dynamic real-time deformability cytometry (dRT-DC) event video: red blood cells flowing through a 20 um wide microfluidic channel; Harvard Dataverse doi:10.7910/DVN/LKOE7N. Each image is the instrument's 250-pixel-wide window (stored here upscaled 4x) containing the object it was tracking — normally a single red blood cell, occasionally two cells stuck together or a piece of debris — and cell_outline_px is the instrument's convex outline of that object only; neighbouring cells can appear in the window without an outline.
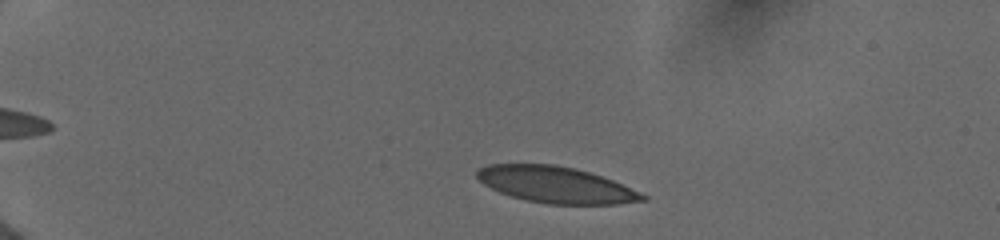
{"species": "human", "species_latin": "Homo sapiens", "temperature_condition": "cold", "stored_images_in_passage": 24, "camera_frame_rate_fps": 3000, "um_per_image_px": 0.085, "donor": {"sex": "female"}, "frame": {"image": 1, "passage_image": 4, "time_ms": 1.667, "image_size_px": [1000, 240], "cell_outline_px": [[648, 200], [620, 204], [548, 204], [524, 200], [500, 192], [484, 184], [476, 176], [476, 172], [480, 168], [488, 164], [556, 164], [588, 172], [612, 180], [640, 192], [648, 196]], "centroid_in_image_um": [47.26, 15.71], "position_along_channel_um": 37.7, "area_um2": 34.85}}
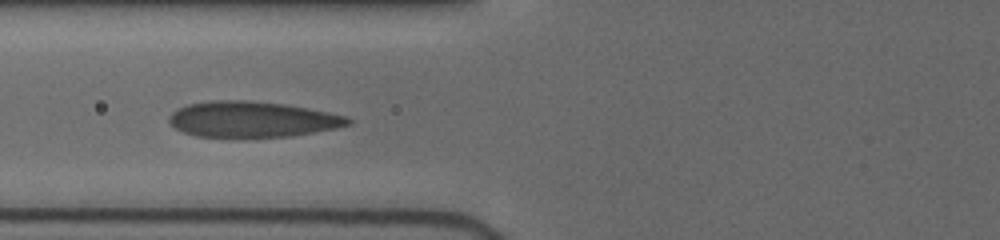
{"frame": {"image": 2, "passage_image": 16, "time_ms": 5.333, "image_size_px": [1000, 240], "cell_outline_px": [[352, 124], [336, 128], [292, 136], [196, 136], [184, 132], [176, 128], [168, 120], [168, 116], [172, 112], [188, 104], [208, 100], [248, 100], [284, 104], [308, 108], [348, 116], [352, 120]], "centroid_in_image_um": [21.46, 10.12], "position_along_channel_um": 104.3, "area_um2": 37.05}}
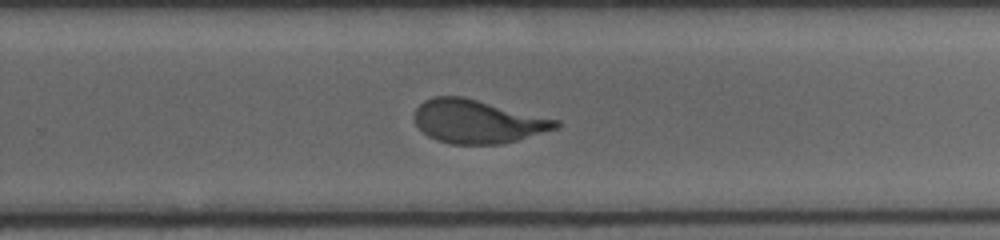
{"frame": {"image": 3, "passage_image": 24, "time_ms": 10.0, "image_size_px": [1000, 240], "cell_outline_px": [[560, 124], [556, 128], [516, 140], [500, 144], [452, 144], [436, 140], [428, 136], [416, 124], [416, 108], [424, 100], [432, 96], [464, 96], [560, 120]], "centroid_in_image_um": [40.59, 10.31], "position_along_channel_um": 289.2, "area_um2": 35.6}}